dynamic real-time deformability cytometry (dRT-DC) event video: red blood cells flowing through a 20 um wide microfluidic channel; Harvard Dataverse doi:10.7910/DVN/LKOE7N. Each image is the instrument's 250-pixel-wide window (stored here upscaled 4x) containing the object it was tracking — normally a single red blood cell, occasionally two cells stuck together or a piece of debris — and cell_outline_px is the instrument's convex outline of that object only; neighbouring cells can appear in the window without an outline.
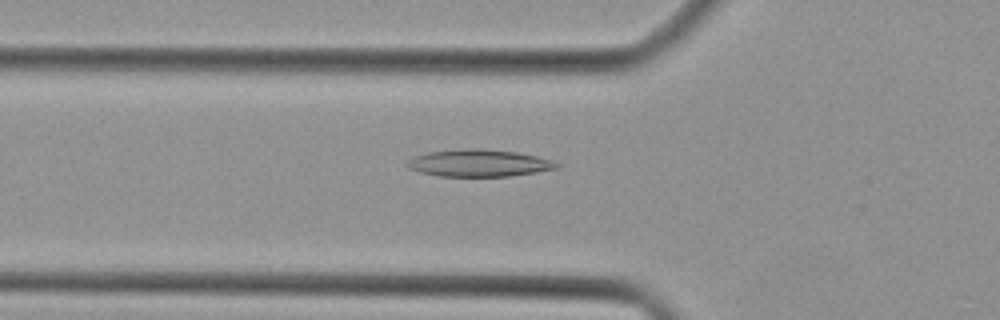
{"species": "Egyptian fruit bat (a non-hibernating species)", "species_latin": "Rousettus aegyptiacus", "temperature_condition": "cold", "stored_images_in_passage": 30, "camera_frame_rate_fps": 3000, "um_per_image_px": 0.085, "animal": {"sex": "female"}, "frame": {"image": 1, "passage_image": 2, "time_ms": 0.333, "image_size_px": [1000, 320], "cell_outline_px": [[560, 164], [556, 168], [536, 172], [508, 176], [436, 176], [420, 172], [408, 168], [404, 164], [408, 160], [416, 156], [428, 152], [464, 148], [480, 148], [516, 152], [536, 156], [552, 160]], "centroid_in_image_um": [40.67, 13.86], "position_along_channel_um": 85.1, "area_um2": 23.58}}
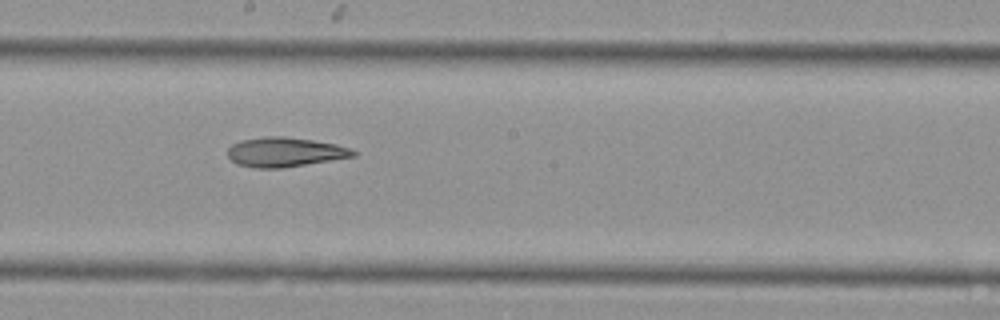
{"frame": {"image": 2, "passage_image": 11, "time_ms": 3.333, "image_size_px": [1000, 320], "cell_outline_px": [[356, 156], [280, 168], [256, 168], [236, 164], [228, 156], [228, 148], [232, 144], [240, 140], [268, 136], [284, 136], [312, 140], [336, 144], [348, 148], [356, 152]], "centroid_in_image_um": [24.18, 12.92], "position_along_channel_um": 224.0, "area_um2": 21.39}}
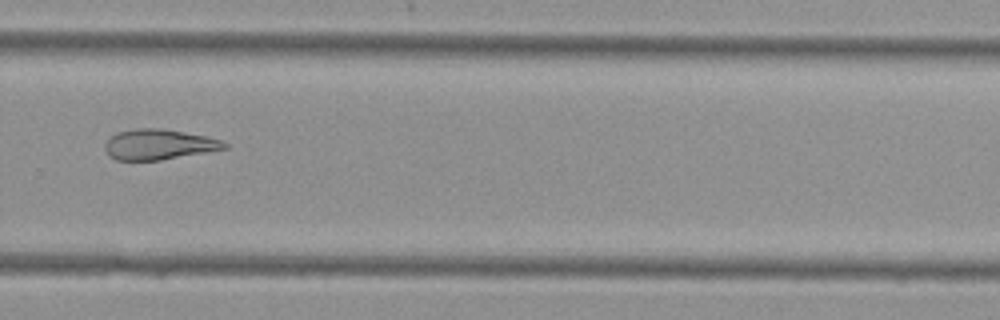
{"frame": {"image": 3, "passage_image": 17, "time_ms": 5.333, "image_size_px": [1000, 320], "cell_outline_px": [[228, 148], [160, 160], [116, 160], [108, 156], [104, 148], [104, 144], [116, 132], [136, 128], [160, 128], [208, 136], [220, 140], [228, 144]], "centroid_in_image_um": [13.47, 12.27], "position_along_channel_um": 316.3, "area_um2": 21.15}}